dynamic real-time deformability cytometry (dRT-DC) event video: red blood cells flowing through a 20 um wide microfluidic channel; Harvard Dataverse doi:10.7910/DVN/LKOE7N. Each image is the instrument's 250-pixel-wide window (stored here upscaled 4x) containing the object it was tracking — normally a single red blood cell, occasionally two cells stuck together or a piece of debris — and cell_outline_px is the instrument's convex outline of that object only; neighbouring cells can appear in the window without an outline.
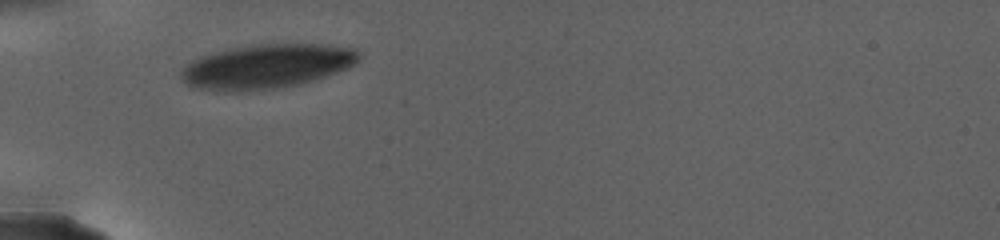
{"species": "human", "species_latin": "Homo sapiens", "temperature_condition": "warm", "stored_images_in_passage": 33, "camera_frame_rate_fps": 3000, "um_per_image_px": 0.085, "donor": {"sex": "female"}, "frame": {"image": 1, "passage_image": 1, "time_ms": 0.0, "image_size_px": [1000, 240], "cell_outline_px": [[360, 60], [356, 64], [336, 72], [300, 84], [276, 88], [240, 92], [220, 92], [188, 88], [180, 76], [180, 72], [192, 60], [200, 56], [212, 52], [228, 48], [256, 44], [328, 44], [352, 48], [360, 52]], "centroid_in_image_um": [22.6, 5.65], "position_along_channel_um": 62.4, "area_um2": 46.47}}
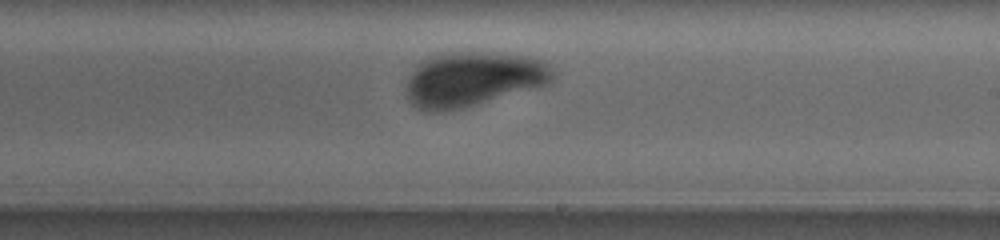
{"frame": {"image": 2, "passage_image": 19, "time_ms": 8.0, "image_size_px": [1000, 240], "cell_outline_px": [[552, 80], [544, 84], [460, 108], [436, 112], [424, 112], [416, 108], [412, 104], [408, 96], [408, 76], [424, 60], [436, 56], [452, 52], [472, 52], [528, 56], [540, 60], [548, 64], [552, 68]], "centroid_in_image_um": [40.15, 6.72], "position_along_channel_um": 248.8, "area_um2": 45.08}}
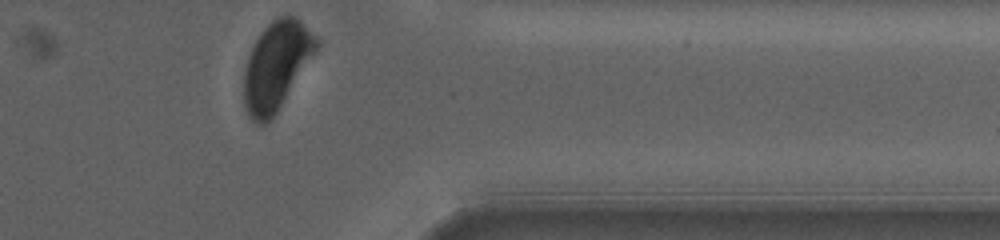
{"frame": {"image": 3, "passage_image": 33, "time_ms": 14.0, "image_size_px": [1000, 240], "cell_outline_px": [[320, 44], [276, 112], [264, 124], [256, 124], [248, 116], [244, 108], [244, 72], [248, 56], [260, 32], [272, 20], [280, 16], [292, 16], [300, 20], [320, 40]], "centroid_in_image_um": [23.47, 5.57], "position_along_channel_um": 387.9, "area_um2": 36.65}, "authors_computed_cell_mechanics": {"area_um2": 46.0088, "velocity_mm_per_s": 2.4488, "shape_relaxation_time_tau1_ms": 3.3334, "shape_relaxation_time_tau2_ms": null, "deformation_change_tau1": 0.1425, "deformation_change_tau2": null}}